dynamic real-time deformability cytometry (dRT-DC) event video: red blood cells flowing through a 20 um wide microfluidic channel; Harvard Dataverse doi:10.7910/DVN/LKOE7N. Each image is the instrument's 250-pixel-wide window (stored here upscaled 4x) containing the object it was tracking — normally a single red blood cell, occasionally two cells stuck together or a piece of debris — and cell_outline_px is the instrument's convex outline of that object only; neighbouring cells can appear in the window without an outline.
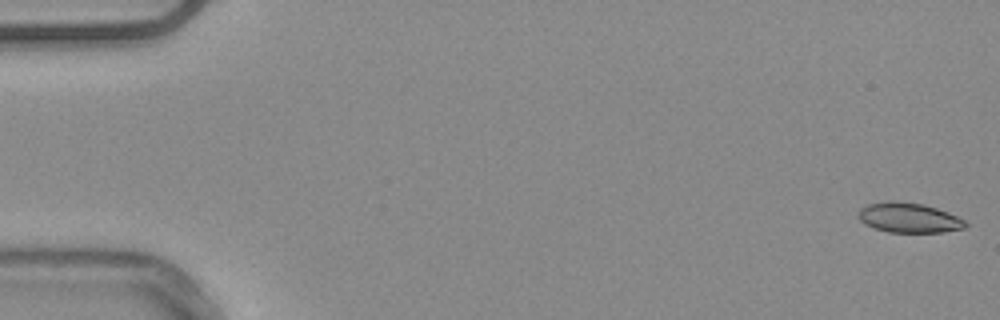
{"species": "common noctule bat (a hibernating species)", "species_latin": "Nyctalus noctula", "temperature_condition": "warm", "stored_images_in_passage": 54, "camera_frame_rate_fps": 3000, "um_per_image_px": 0.085, "animal": {"sex": "male", "body_mass_g": 20.4}, "frame": {"image": 1, "passage_image": 1, "time_ms": 0.0, "image_size_px": [1000, 320], "cell_outline_px": [[968, 224], [964, 228], [944, 232], [888, 232], [864, 224], [856, 216], [860, 208], [868, 204], [888, 200], [896, 200], [924, 204], [948, 212], [964, 220]], "centroid_in_image_um": [77.22, 18.49], "position_along_channel_um": 7.8, "area_um2": 18.79}}
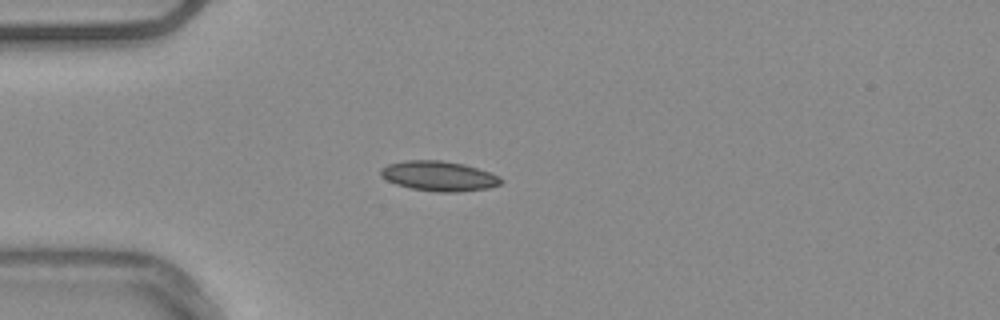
{"frame": {"image": 2, "passage_image": 15, "time_ms": 4.667, "image_size_px": [1000, 320], "cell_outline_px": [[504, 180], [500, 184], [488, 188], [456, 192], [436, 192], [412, 188], [396, 184], [380, 176], [380, 168], [388, 164], [404, 160], [440, 160], [464, 164], [500, 176]], "centroid_in_image_um": [37.29, 14.96], "position_along_channel_um": 47.7, "area_um2": 20.92}}
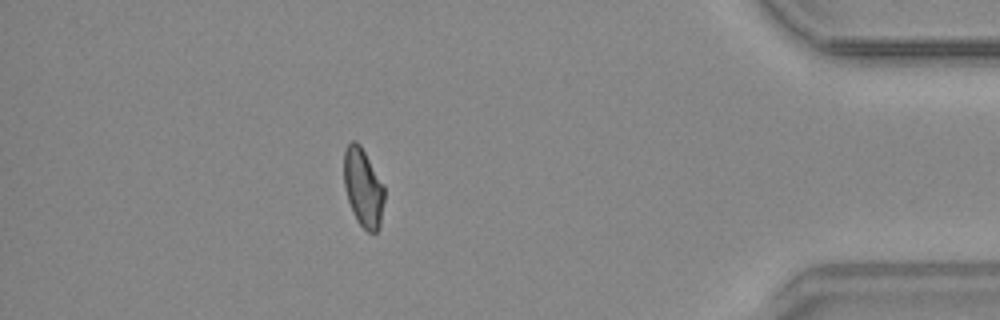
{"frame": {"image": 3, "passage_image": 48, "time_ms": 15.667, "image_size_px": [1000, 320], "cell_outline_px": [[384, 200], [380, 228], [376, 232], [368, 232], [356, 220], [352, 212], [348, 200], [344, 184], [344, 152], [348, 144], [352, 140], [356, 140], [360, 144], [384, 184]], "centroid_in_image_um": [30.88, 15.95], "position_along_channel_um": 404.3, "area_um2": 18.61}, "authors_computed_cell_mechanics": {"area_um2": 19.0162, "velocity_mm_per_s": 3.783, "shape_relaxation_time_tau1_ms": null, "shape_relaxation_time_tau2_ms": 2.8401, "deformation_change_tau1": null, "deformation_change_tau2": 0.063}}